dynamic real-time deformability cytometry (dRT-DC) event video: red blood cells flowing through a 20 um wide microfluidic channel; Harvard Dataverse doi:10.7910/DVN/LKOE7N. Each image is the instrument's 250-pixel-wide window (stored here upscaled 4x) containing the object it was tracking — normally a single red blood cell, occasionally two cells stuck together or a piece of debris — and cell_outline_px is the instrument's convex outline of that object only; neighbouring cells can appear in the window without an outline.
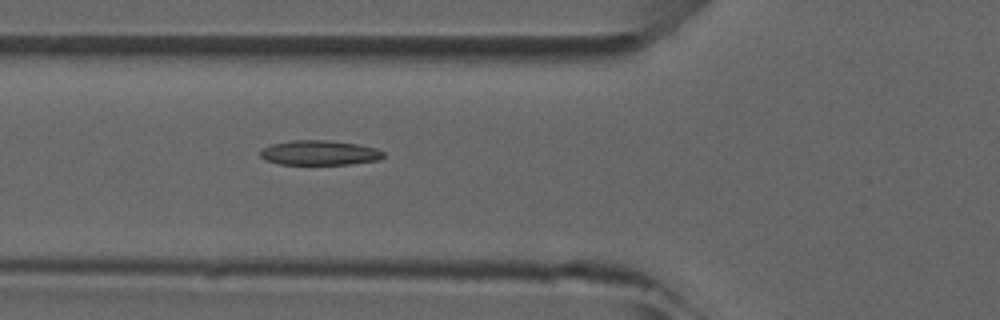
{"species": "common noctule bat (a hibernating species)", "species_latin": "Nyctalus noctula", "temperature_condition": "room temperature", "stored_images_in_passage": 6, "camera_frame_rate_fps": 3000, "um_per_image_px": 0.085, "animal": {"sex": "male", "forearm_length_mm": 52.5}, "frame": {"image": 1, "passage_image": 6, "time_ms": 5.667, "image_size_px": [1000, 320], "cell_outline_px": [[384, 156], [380, 160], [352, 164], [280, 164], [264, 160], [260, 156], [260, 148], [272, 144], [292, 140], [328, 140], [356, 144], [376, 148], [384, 152]], "centroid_in_image_um": [27.14, 12.99], "position_along_channel_um": 98.7, "area_um2": 17.86}}